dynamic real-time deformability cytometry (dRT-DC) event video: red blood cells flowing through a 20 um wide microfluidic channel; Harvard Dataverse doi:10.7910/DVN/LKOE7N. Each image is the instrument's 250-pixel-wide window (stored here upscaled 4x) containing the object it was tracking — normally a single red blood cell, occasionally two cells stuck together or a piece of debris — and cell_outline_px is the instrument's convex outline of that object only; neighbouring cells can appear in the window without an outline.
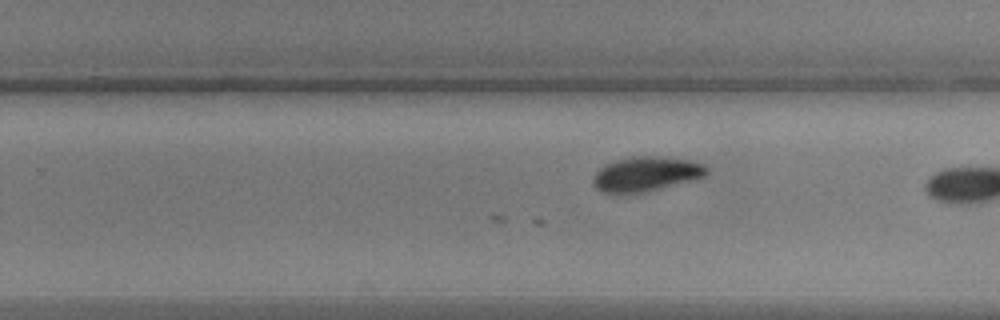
{"species": "common noctule bat (a hibernating species)", "species_latin": "Nyctalus noctula", "temperature_condition": "warm", "stored_images_in_passage": 20, "camera_frame_rate_fps": 3000, "um_per_image_px": 0.085, "animal": {"sex": "male", "body_mass_g": 17.9, "forearm_length_mm": 54.2}, "frame": {"image": 1, "passage_image": 19, "time_ms": 6.0, "image_size_px": [1000, 320], "cell_outline_px": [[708, 172], [704, 176], [660, 188], [644, 192], [604, 192], [596, 188], [592, 184], [592, 176], [604, 164], [616, 160], [640, 156], [648, 156], [688, 160], [704, 164], [708, 168]], "centroid_in_image_um": [54.87, 14.78], "position_along_channel_um": 274.9, "area_um2": 22.31}}